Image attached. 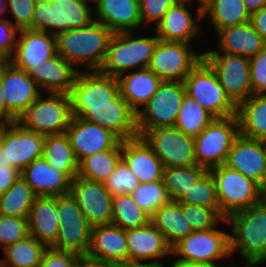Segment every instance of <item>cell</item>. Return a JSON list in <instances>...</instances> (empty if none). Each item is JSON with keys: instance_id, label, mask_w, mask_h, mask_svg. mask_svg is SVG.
I'll return each mask as SVG.
<instances>
[{"instance_id": "cell-56", "label": "cell", "mask_w": 266, "mask_h": 267, "mask_svg": "<svg viewBox=\"0 0 266 267\" xmlns=\"http://www.w3.org/2000/svg\"><path fill=\"white\" fill-rule=\"evenodd\" d=\"M75 267H113V265L100 259L90 257L87 254H83L79 255Z\"/></svg>"}, {"instance_id": "cell-24", "label": "cell", "mask_w": 266, "mask_h": 267, "mask_svg": "<svg viewBox=\"0 0 266 267\" xmlns=\"http://www.w3.org/2000/svg\"><path fill=\"white\" fill-rule=\"evenodd\" d=\"M21 176L37 197L58 196L70 193L77 172H59L41 157L26 166Z\"/></svg>"}, {"instance_id": "cell-18", "label": "cell", "mask_w": 266, "mask_h": 267, "mask_svg": "<svg viewBox=\"0 0 266 267\" xmlns=\"http://www.w3.org/2000/svg\"><path fill=\"white\" fill-rule=\"evenodd\" d=\"M70 194L91 227L111 224L113 197L102 182L76 176L71 181Z\"/></svg>"}, {"instance_id": "cell-36", "label": "cell", "mask_w": 266, "mask_h": 267, "mask_svg": "<svg viewBox=\"0 0 266 267\" xmlns=\"http://www.w3.org/2000/svg\"><path fill=\"white\" fill-rule=\"evenodd\" d=\"M48 247L31 234L3 249L5 258L0 265L5 267H38Z\"/></svg>"}, {"instance_id": "cell-53", "label": "cell", "mask_w": 266, "mask_h": 267, "mask_svg": "<svg viewBox=\"0 0 266 267\" xmlns=\"http://www.w3.org/2000/svg\"><path fill=\"white\" fill-rule=\"evenodd\" d=\"M21 176V172L13 167L0 165V196Z\"/></svg>"}, {"instance_id": "cell-42", "label": "cell", "mask_w": 266, "mask_h": 267, "mask_svg": "<svg viewBox=\"0 0 266 267\" xmlns=\"http://www.w3.org/2000/svg\"><path fill=\"white\" fill-rule=\"evenodd\" d=\"M213 119L199 103L185 95L174 127L186 135L196 137Z\"/></svg>"}, {"instance_id": "cell-35", "label": "cell", "mask_w": 266, "mask_h": 267, "mask_svg": "<svg viewBox=\"0 0 266 267\" xmlns=\"http://www.w3.org/2000/svg\"><path fill=\"white\" fill-rule=\"evenodd\" d=\"M202 17H209L216 33L223 28L250 21L243 0H211L202 9Z\"/></svg>"}, {"instance_id": "cell-66", "label": "cell", "mask_w": 266, "mask_h": 267, "mask_svg": "<svg viewBox=\"0 0 266 267\" xmlns=\"http://www.w3.org/2000/svg\"><path fill=\"white\" fill-rule=\"evenodd\" d=\"M175 1L176 2H181V3H189V4H191L193 0H175Z\"/></svg>"}, {"instance_id": "cell-67", "label": "cell", "mask_w": 266, "mask_h": 267, "mask_svg": "<svg viewBox=\"0 0 266 267\" xmlns=\"http://www.w3.org/2000/svg\"><path fill=\"white\" fill-rule=\"evenodd\" d=\"M4 62V60L0 57V65Z\"/></svg>"}, {"instance_id": "cell-15", "label": "cell", "mask_w": 266, "mask_h": 267, "mask_svg": "<svg viewBox=\"0 0 266 267\" xmlns=\"http://www.w3.org/2000/svg\"><path fill=\"white\" fill-rule=\"evenodd\" d=\"M226 95L237 106L252 95L249 58L233 54H202Z\"/></svg>"}, {"instance_id": "cell-43", "label": "cell", "mask_w": 266, "mask_h": 267, "mask_svg": "<svg viewBox=\"0 0 266 267\" xmlns=\"http://www.w3.org/2000/svg\"><path fill=\"white\" fill-rule=\"evenodd\" d=\"M130 195L134 202L150 217L158 208L171 201L162 180L140 183Z\"/></svg>"}, {"instance_id": "cell-7", "label": "cell", "mask_w": 266, "mask_h": 267, "mask_svg": "<svg viewBox=\"0 0 266 267\" xmlns=\"http://www.w3.org/2000/svg\"><path fill=\"white\" fill-rule=\"evenodd\" d=\"M186 95L184 82L162 81L154 95L136 113L138 135L159 127H173Z\"/></svg>"}, {"instance_id": "cell-48", "label": "cell", "mask_w": 266, "mask_h": 267, "mask_svg": "<svg viewBox=\"0 0 266 267\" xmlns=\"http://www.w3.org/2000/svg\"><path fill=\"white\" fill-rule=\"evenodd\" d=\"M175 3V0H139L142 25L150 23L157 25Z\"/></svg>"}, {"instance_id": "cell-3", "label": "cell", "mask_w": 266, "mask_h": 267, "mask_svg": "<svg viewBox=\"0 0 266 267\" xmlns=\"http://www.w3.org/2000/svg\"><path fill=\"white\" fill-rule=\"evenodd\" d=\"M88 3L80 0H36L30 30L57 35L90 25L95 18Z\"/></svg>"}, {"instance_id": "cell-12", "label": "cell", "mask_w": 266, "mask_h": 267, "mask_svg": "<svg viewBox=\"0 0 266 267\" xmlns=\"http://www.w3.org/2000/svg\"><path fill=\"white\" fill-rule=\"evenodd\" d=\"M45 136L24 129L19 123L1 124L2 160L0 165L22 172L43 156Z\"/></svg>"}, {"instance_id": "cell-63", "label": "cell", "mask_w": 266, "mask_h": 267, "mask_svg": "<svg viewBox=\"0 0 266 267\" xmlns=\"http://www.w3.org/2000/svg\"><path fill=\"white\" fill-rule=\"evenodd\" d=\"M262 200L266 203V184L262 189Z\"/></svg>"}, {"instance_id": "cell-26", "label": "cell", "mask_w": 266, "mask_h": 267, "mask_svg": "<svg viewBox=\"0 0 266 267\" xmlns=\"http://www.w3.org/2000/svg\"><path fill=\"white\" fill-rule=\"evenodd\" d=\"M81 69L56 54L45 63L32 65L27 71L28 75L36 82L38 88L48 93L70 94L76 78Z\"/></svg>"}, {"instance_id": "cell-57", "label": "cell", "mask_w": 266, "mask_h": 267, "mask_svg": "<svg viewBox=\"0 0 266 267\" xmlns=\"http://www.w3.org/2000/svg\"><path fill=\"white\" fill-rule=\"evenodd\" d=\"M243 3L250 15L266 6V0H243Z\"/></svg>"}, {"instance_id": "cell-25", "label": "cell", "mask_w": 266, "mask_h": 267, "mask_svg": "<svg viewBox=\"0 0 266 267\" xmlns=\"http://www.w3.org/2000/svg\"><path fill=\"white\" fill-rule=\"evenodd\" d=\"M122 160L140 183L162 180L163 164L143 137L121 141Z\"/></svg>"}, {"instance_id": "cell-37", "label": "cell", "mask_w": 266, "mask_h": 267, "mask_svg": "<svg viewBox=\"0 0 266 267\" xmlns=\"http://www.w3.org/2000/svg\"><path fill=\"white\" fill-rule=\"evenodd\" d=\"M121 159L120 144L116 149L98 152L83 158L78 163L77 176L93 182H104Z\"/></svg>"}, {"instance_id": "cell-21", "label": "cell", "mask_w": 266, "mask_h": 267, "mask_svg": "<svg viewBox=\"0 0 266 267\" xmlns=\"http://www.w3.org/2000/svg\"><path fill=\"white\" fill-rule=\"evenodd\" d=\"M2 80L6 107L16 118L42 94L28 72L8 60L2 63Z\"/></svg>"}, {"instance_id": "cell-39", "label": "cell", "mask_w": 266, "mask_h": 267, "mask_svg": "<svg viewBox=\"0 0 266 267\" xmlns=\"http://www.w3.org/2000/svg\"><path fill=\"white\" fill-rule=\"evenodd\" d=\"M42 157L59 172H78V161L66 133L45 136Z\"/></svg>"}, {"instance_id": "cell-45", "label": "cell", "mask_w": 266, "mask_h": 267, "mask_svg": "<svg viewBox=\"0 0 266 267\" xmlns=\"http://www.w3.org/2000/svg\"><path fill=\"white\" fill-rule=\"evenodd\" d=\"M177 203L219 207L215 182L210 172L208 171L195 185H192Z\"/></svg>"}, {"instance_id": "cell-46", "label": "cell", "mask_w": 266, "mask_h": 267, "mask_svg": "<svg viewBox=\"0 0 266 267\" xmlns=\"http://www.w3.org/2000/svg\"><path fill=\"white\" fill-rule=\"evenodd\" d=\"M102 183L112 197L131 194L140 184L138 178L122 159Z\"/></svg>"}, {"instance_id": "cell-44", "label": "cell", "mask_w": 266, "mask_h": 267, "mask_svg": "<svg viewBox=\"0 0 266 267\" xmlns=\"http://www.w3.org/2000/svg\"><path fill=\"white\" fill-rule=\"evenodd\" d=\"M181 206L185 220L193 231H205L219 226L220 222H226L220 214L219 207H205L196 204H183Z\"/></svg>"}, {"instance_id": "cell-33", "label": "cell", "mask_w": 266, "mask_h": 267, "mask_svg": "<svg viewBox=\"0 0 266 267\" xmlns=\"http://www.w3.org/2000/svg\"><path fill=\"white\" fill-rule=\"evenodd\" d=\"M239 134L266 141V93L252 94L236 106Z\"/></svg>"}, {"instance_id": "cell-6", "label": "cell", "mask_w": 266, "mask_h": 267, "mask_svg": "<svg viewBox=\"0 0 266 267\" xmlns=\"http://www.w3.org/2000/svg\"><path fill=\"white\" fill-rule=\"evenodd\" d=\"M41 94L18 118L24 129L44 136L63 134L67 131L71 114V100L68 94Z\"/></svg>"}, {"instance_id": "cell-13", "label": "cell", "mask_w": 266, "mask_h": 267, "mask_svg": "<svg viewBox=\"0 0 266 267\" xmlns=\"http://www.w3.org/2000/svg\"><path fill=\"white\" fill-rule=\"evenodd\" d=\"M160 159L164 168L197 165L194 137L176 127H159L148 130L143 136Z\"/></svg>"}, {"instance_id": "cell-1", "label": "cell", "mask_w": 266, "mask_h": 267, "mask_svg": "<svg viewBox=\"0 0 266 267\" xmlns=\"http://www.w3.org/2000/svg\"><path fill=\"white\" fill-rule=\"evenodd\" d=\"M113 34L98 21L66 30L56 35L57 54L75 67L83 65L89 71H99Z\"/></svg>"}, {"instance_id": "cell-38", "label": "cell", "mask_w": 266, "mask_h": 267, "mask_svg": "<svg viewBox=\"0 0 266 267\" xmlns=\"http://www.w3.org/2000/svg\"><path fill=\"white\" fill-rule=\"evenodd\" d=\"M36 197L32 188L20 176L0 196V215L28 218L30 208Z\"/></svg>"}, {"instance_id": "cell-55", "label": "cell", "mask_w": 266, "mask_h": 267, "mask_svg": "<svg viewBox=\"0 0 266 267\" xmlns=\"http://www.w3.org/2000/svg\"><path fill=\"white\" fill-rule=\"evenodd\" d=\"M3 80H2V64L0 65V125L8 124L17 121V118L7 109L4 93H3Z\"/></svg>"}, {"instance_id": "cell-51", "label": "cell", "mask_w": 266, "mask_h": 267, "mask_svg": "<svg viewBox=\"0 0 266 267\" xmlns=\"http://www.w3.org/2000/svg\"><path fill=\"white\" fill-rule=\"evenodd\" d=\"M19 31L10 19L0 20V57L4 61L9 60L13 55Z\"/></svg>"}, {"instance_id": "cell-11", "label": "cell", "mask_w": 266, "mask_h": 267, "mask_svg": "<svg viewBox=\"0 0 266 267\" xmlns=\"http://www.w3.org/2000/svg\"><path fill=\"white\" fill-rule=\"evenodd\" d=\"M56 208L60 217V228L51 248L87 254L92 227L74 197L70 193L56 196Z\"/></svg>"}, {"instance_id": "cell-2", "label": "cell", "mask_w": 266, "mask_h": 267, "mask_svg": "<svg viewBox=\"0 0 266 267\" xmlns=\"http://www.w3.org/2000/svg\"><path fill=\"white\" fill-rule=\"evenodd\" d=\"M229 233L230 255L238 252L245 260L266 263V203L261 202L225 218Z\"/></svg>"}, {"instance_id": "cell-52", "label": "cell", "mask_w": 266, "mask_h": 267, "mask_svg": "<svg viewBox=\"0 0 266 267\" xmlns=\"http://www.w3.org/2000/svg\"><path fill=\"white\" fill-rule=\"evenodd\" d=\"M79 255L73 251L56 250L48 247L38 267H75Z\"/></svg>"}, {"instance_id": "cell-54", "label": "cell", "mask_w": 266, "mask_h": 267, "mask_svg": "<svg viewBox=\"0 0 266 267\" xmlns=\"http://www.w3.org/2000/svg\"><path fill=\"white\" fill-rule=\"evenodd\" d=\"M250 23L266 41V6L250 15Z\"/></svg>"}, {"instance_id": "cell-10", "label": "cell", "mask_w": 266, "mask_h": 267, "mask_svg": "<svg viewBox=\"0 0 266 267\" xmlns=\"http://www.w3.org/2000/svg\"><path fill=\"white\" fill-rule=\"evenodd\" d=\"M171 255L181 262L218 267V260L231 258L229 233L216 227L193 231L171 248Z\"/></svg>"}, {"instance_id": "cell-32", "label": "cell", "mask_w": 266, "mask_h": 267, "mask_svg": "<svg viewBox=\"0 0 266 267\" xmlns=\"http://www.w3.org/2000/svg\"><path fill=\"white\" fill-rule=\"evenodd\" d=\"M120 95L137 113L140 106H144L154 95L162 80L149 68H142L136 72L130 71L117 77Z\"/></svg>"}, {"instance_id": "cell-50", "label": "cell", "mask_w": 266, "mask_h": 267, "mask_svg": "<svg viewBox=\"0 0 266 267\" xmlns=\"http://www.w3.org/2000/svg\"><path fill=\"white\" fill-rule=\"evenodd\" d=\"M36 0H6L7 10L11 12L14 22L11 23L19 30L31 26Z\"/></svg>"}, {"instance_id": "cell-29", "label": "cell", "mask_w": 266, "mask_h": 267, "mask_svg": "<svg viewBox=\"0 0 266 267\" xmlns=\"http://www.w3.org/2000/svg\"><path fill=\"white\" fill-rule=\"evenodd\" d=\"M218 50L207 51L202 54H233L252 58L265 46L266 41L252 27L250 21L223 28L217 33Z\"/></svg>"}, {"instance_id": "cell-30", "label": "cell", "mask_w": 266, "mask_h": 267, "mask_svg": "<svg viewBox=\"0 0 266 267\" xmlns=\"http://www.w3.org/2000/svg\"><path fill=\"white\" fill-rule=\"evenodd\" d=\"M95 21L113 33L130 32L142 26L139 0H97Z\"/></svg>"}, {"instance_id": "cell-47", "label": "cell", "mask_w": 266, "mask_h": 267, "mask_svg": "<svg viewBox=\"0 0 266 267\" xmlns=\"http://www.w3.org/2000/svg\"><path fill=\"white\" fill-rule=\"evenodd\" d=\"M28 235L27 218L0 215V244L3 249Z\"/></svg>"}, {"instance_id": "cell-41", "label": "cell", "mask_w": 266, "mask_h": 267, "mask_svg": "<svg viewBox=\"0 0 266 267\" xmlns=\"http://www.w3.org/2000/svg\"><path fill=\"white\" fill-rule=\"evenodd\" d=\"M150 221L151 217L134 202L130 194L113 197L111 224L128 230L142 227Z\"/></svg>"}, {"instance_id": "cell-65", "label": "cell", "mask_w": 266, "mask_h": 267, "mask_svg": "<svg viewBox=\"0 0 266 267\" xmlns=\"http://www.w3.org/2000/svg\"><path fill=\"white\" fill-rule=\"evenodd\" d=\"M80 1H83V2H86V3H90L91 2V4H96V2H97V0H80Z\"/></svg>"}, {"instance_id": "cell-5", "label": "cell", "mask_w": 266, "mask_h": 267, "mask_svg": "<svg viewBox=\"0 0 266 267\" xmlns=\"http://www.w3.org/2000/svg\"><path fill=\"white\" fill-rule=\"evenodd\" d=\"M213 177L220 214L229 215L262 201V187L224 164L208 170Z\"/></svg>"}, {"instance_id": "cell-59", "label": "cell", "mask_w": 266, "mask_h": 267, "mask_svg": "<svg viewBox=\"0 0 266 267\" xmlns=\"http://www.w3.org/2000/svg\"><path fill=\"white\" fill-rule=\"evenodd\" d=\"M170 267H213V266L204 264L186 263V262H181L179 260H175L172 262V265H170Z\"/></svg>"}, {"instance_id": "cell-16", "label": "cell", "mask_w": 266, "mask_h": 267, "mask_svg": "<svg viewBox=\"0 0 266 267\" xmlns=\"http://www.w3.org/2000/svg\"><path fill=\"white\" fill-rule=\"evenodd\" d=\"M119 93L117 77L81 70L69 94L71 114L74 117L83 107L107 106Z\"/></svg>"}, {"instance_id": "cell-34", "label": "cell", "mask_w": 266, "mask_h": 267, "mask_svg": "<svg viewBox=\"0 0 266 267\" xmlns=\"http://www.w3.org/2000/svg\"><path fill=\"white\" fill-rule=\"evenodd\" d=\"M151 222L163 234L171 248L193 232L176 201H170L158 208L151 217Z\"/></svg>"}, {"instance_id": "cell-28", "label": "cell", "mask_w": 266, "mask_h": 267, "mask_svg": "<svg viewBox=\"0 0 266 267\" xmlns=\"http://www.w3.org/2000/svg\"><path fill=\"white\" fill-rule=\"evenodd\" d=\"M127 253L126 230L113 224L92 227L88 256L121 266L127 264Z\"/></svg>"}, {"instance_id": "cell-4", "label": "cell", "mask_w": 266, "mask_h": 267, "mask_svg": "<svg viewBox=\"0 0 266 267\" xmlns=\"http://www.w3.org/2000/svg\"><path fill=\"white\" fill-rule=\"evenodd\" d=\"M135 32L114 33L99 72L118 77L129 70L148 68L159 38L137 37ZM135 36V37H134ZM137 37V38H136Z\"/></svg>"}, {"instance_id": "cell-23", "label": "cell", "mask_w": 266, "mask_h": 267, "mask_svg": "<svg viewBox=\"0 0 266 267\" xmlns=\"http://www.w3.org/2000/svg\"><path fill=\"white\" fill-rule=\"evenodd\" d=\"M187 4L189 5V3L176 2L166 12L154 28L159 40L189 44L194 37L198 36L199 22L203 21L202 9L197 5V16L194 18L186 6Z\"/></svg>"}, {"instance_id": "cell-19", "label": "cell", "mask_w": 266, "mask_h": 267, "mask_svg": "<svg viewBox=\"0 0 266 267\" xmlns=\"http://www.w3.org/2000/svg\"><path fill=\"white\" fill-rule=\"evenodd\" d=\"M262 188L266 184V141L238 135L224 163Z\"/></svg>"}, {"instance_id": "cell-14", "label": "cell", "mask_w": 266, "mask_h": 267, "mask_svg": "<svg viewBox=\"0 0 266 267\" xmlns=\"http://www.w3.org/2000/svg\"><path fill=\"white\" fill-rule=\"evenodd\" d=\"M192 49L188 43L159 40L148 68L162 81L183 82L202 59V53L198 55Z\"/></svg>"}, {"instance_id": "cell-40", "label": "cell", "mask_w": 266, "mask_h": 267, "mask_svg": "<svg viewBox=\"0 0 266 267\" xmlns=\"http://www.w3.org/2000/svg\"><path fill=\"white\" fill-rule=\"evenodd\" d=\"M207 172L208 169L198 165L164 168L162 181L167 189L170 200L177 202Z\"/></svg>"}, {"instance_id": "cell-49", "label": "cell", "mask_w": 266, "mask_h": 267, "mask_svg": "<svg viewBox=\"0 0 266 267\" xmlns=\"http://www.w3.org/2000/svg\"><path fill=\"white\" fill-rule=\"evenodd\" d=\"M252 94L266 93V46L249 59Z\"/></svg>"}, {"instance_id": "cell-60", "label": "cell", "mask_w": 266, "mask_h": 267, "mask_svg": "<svg viewBox=\"0 0 266 267\" xmlns=\"http://www.w3.org/2000/svg\"><path fill=\"white\" fill-rule=\"evenodd\" d=\"M7 7H6V0H1L0 1V20H4L7 18H2V15L6 12Z\"/></svg>"}, {"instance_id": "cell-20", "label": "cell", "mask_w": 266, "mask_h": 267, "mask_svg": "<svg viewBox=\"0 0 266 267\" xmlns=\"http://www.w3.org/2000/svg\"><path fill=\"white\" fill-rule=\"evenodd\" d=\"M65 133L78 163L85 157L116 149L121 144V140L111 131L73 116Z\"/></svg>"}, {"instance_id": "cell-27", "label": "cell", "mask_w": 266, "mask_h": 267, "mask_svg": "<svg viewBox=\"0 0 266 267\" xmlns=\"http://www.w3.org/2000/svg\"><path fill=\"white\" fill-rule=\"evenodd\" d=\"M126 240L127 263L146 262L147 260L161 262L159 258L171 255V247L151 221L142 227L126 230Z\"/></svg>"}, {"instance_id": "cell-17", "label": "cell", "mask_w": 266, "mask_h": 267, "mask_svg": "<svg viewBox=\"0 0 266 267\" xmlns=\"http://www.w3.org/2000/svg\"><path fill=\"white\" fill-rule=\"evenodd\" d=\"M74 117L98 124L121 141L138 137L136 113L120 93L107 106L83 107Z\"/></svg>"}, {"instance_id": "cell-31", "label": "cell", "mask_w": 266, "mask_h": 267, "mask_svg": "<svg viewBox=\"0 0 266 267\" xmlns=\"http://www.w3.org/2000/svg\"><path fill=\"white\" fill-rule=\"evenodd\" d=\"M56 196L36 197L28 215V229L39 242L51 247L60 228Z\"/></svg>"}, {"instance_id": "cell-62", "label": "cell", "mask_w": 266, "mask_h": 267, "mask_svg": "<svg viewBox=\"0 0 266 267\" xmlns=\"http://www.w3.org/2000/svg\"><path fill=\"white\" fill-rule=\"evenodd\" d=\"M199 3V7L203 9L211 0H196Z\"/></svg>"}, {"instance_id": "cell-9", "label": "cell", "mask_w": 266, "mask_h": 267, "mask_svg": "<svg viewBox=\"0 0 266 267\" xmlns=\"http://www.w3.org/2000/svg\"><path fill=\"white\" fill-rule=\"evenodd\" d=\"M238 135L239 124L236 115L214 118L199 135L194 137L197 165L209 170L224 164Z\"/></svg>"}, {"instance_id": "cell-64", "label": "cell", "mask_w": 266, "mask_h": 267, "mask_svg": "<svg viewBox=\"0 0 266 267\" xmlns=\"http://www.w3.org/2000/svg\"><path fill=\"white\" fill-rule=\"evenodd\" d=\"M2 157L3 155H2V149H1V125H0V162L2 160Z\"/></svg>"}, {"instance_id": "cell-58", "label": "cell", "mask_w": 266, "mask_h": 267, "mask_svg": "<svg viewBox=\"0 0 266 267\" xmlns=\"http://www.w3.org/2000/svg\"><path fill=\"white\" fill-rule=\"evenodd\" d=\"M164 262H132L121 265V267H165Z\"/></svg>"}, {"instance_id": "cell-8", "label": "cell", "mask_w": 266, "mask_h": 267, "mask_svg": "<svg viewBox=\"0 0 266 267\" xmlns=\"http://www.w3.org/2000/svg\"><path fill=\"white\" fill-rule=\"evenodd\" d=\"M183 82L186 95L199 103L214 118L236 115V105L226 95L215 72L203 59L191 70Z\"/></svg>"}, {"instance_id": "cell-61", "label": "cell", "mask_w": 266, "mask_h": 267, "mask_svg": "<svg viewBox=\"0 0 266 267\" xmlns=\"http://www.w3.org/2000/svg\"><path fill=\"white\" fill-rule=\"evenodd\" d=\"M246 262H247V265H246V267H254V266H257V265H259L260 264V262H257V261H253V260H246ZM218 267H219V265H218ZM229 267H231V266H229Z\"/></svg>"}, {"instance_id": "cell-22", "label": "cell", "mask_w": 266, "mask_h": 267, "mask_svg": "<svg viewBox=\"0 0 266 267\" xmlns=\"http://www.w3.org/2000/svg\"><path fill=\"white\" fill-rule=\"evenodd\" d=\"M57 54L56 36L43 31L21 29L12 57L14 66L28 71L32 65L45 63Z\"/></svg>"}]
</instances>
